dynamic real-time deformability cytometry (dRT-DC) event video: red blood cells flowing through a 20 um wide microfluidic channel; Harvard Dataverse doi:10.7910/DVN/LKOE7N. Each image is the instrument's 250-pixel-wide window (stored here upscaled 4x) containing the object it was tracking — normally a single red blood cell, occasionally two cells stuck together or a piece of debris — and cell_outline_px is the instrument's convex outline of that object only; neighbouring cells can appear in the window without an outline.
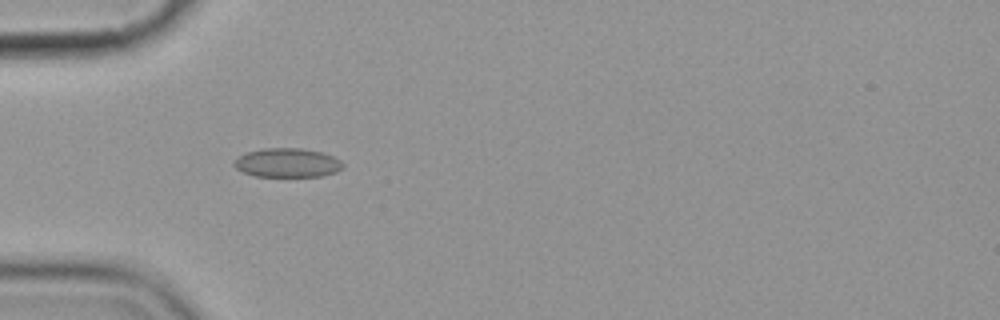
{"species": "common noctule bat (a hibernating species)", "species_latin": "Nyctalus noctula", "temperature_condition": "cold", "stored_images_in_passage": 7, "camera_frame_rate_fps": 3000, "um_per_image_px": 0.085, "animal": {"sex": "female", "body_mass_g": 19.9}, "frame": {"image": 1, "passage_image": 5, "time_ms": 5.333, "image_size_px": [1000, 320], "cell_outline_px": [[344, 168], [336, 172], [320, 176], [256, 176], [244, 172], [236, 168], [232, 164], [240, 156], [248, 152], [264, 148], [304, 148], [320, 152], [332, 156], [340, 160], [344, 164]], "centroid_in_image_um": [24.46, 13.83], "position_along_channel_um": 60.5, "area_um2": 18.26}}
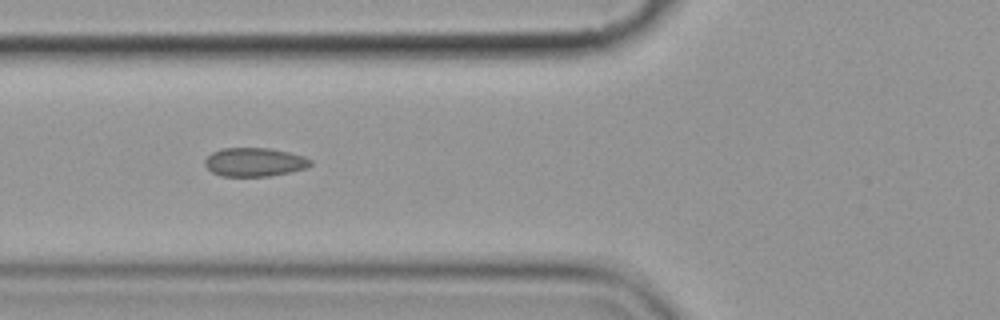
{"frame": {"image": 2, "passage_image": 6, "time_ms": 6.667, "image_size_px": [1000, 320], "cell_outline_px": [[312, 164], [308, 168], [268, 176], [220, 176], [212, 172], [204, 164], [204, 160], [212, 152], [220, 148], [272, 148], [304, 156], [312, 160]], "centroid_in_image_um": [21.63, 13.77], "position_along_channel_um": 104.2, "area_um2": 17.74}}
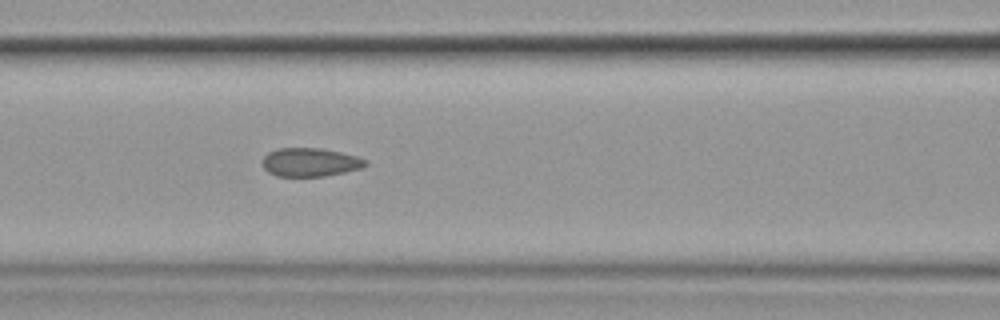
{"frame": {"image": 3, "passage_image": 7, "time_ms": 7.667, "image_size_px": [1000, 320], "cell_outline_px": [[368, 164], [360, 168], [344, 172], [324, 176], [276, 176], [268, 172], [264, 168], [264, 156], [268, 152], [280, 148], [320, 148], [340, 152], [356, 156], [368, 160]], "centroid_in_image_um": [26.37, 13.79], "position_along_channel_um": 140.2, "area_um2": 16.99}}